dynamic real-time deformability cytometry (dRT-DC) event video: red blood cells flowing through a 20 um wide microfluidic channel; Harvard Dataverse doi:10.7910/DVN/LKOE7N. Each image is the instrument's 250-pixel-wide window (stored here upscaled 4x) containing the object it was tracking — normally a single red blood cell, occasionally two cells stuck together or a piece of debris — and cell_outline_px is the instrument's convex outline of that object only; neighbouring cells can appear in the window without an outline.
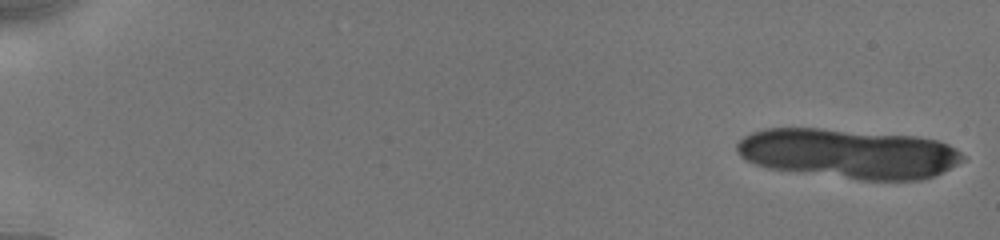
{"species": "human", "species_latin": "Homo sapiens", "temperature_condition": "cold", "stored_images_in_passage": 10, "camera_frame_rate_fps": 3000, "um_per_image_px": 0.085, "donor": {"sex": "male"}, "frame": {"image": 1, "passage_image": 1, "time_ms": 0.0, "image_size_px": [1000, 240], "cell_outline_px": [[964, 160], [924, 180], [860, 180], [768, 168], [744, 160], [736, 152], [736, 144], [744, 136], [752, 132], [764, 128], [820, 128], [916, 136], [936, 140], [948, 144], [960, 152], [964, 156]], "centroid_in_image_um": [72.09, 13.05], "position_along_channel_um": 12.9, "area_um2": 65.49}}